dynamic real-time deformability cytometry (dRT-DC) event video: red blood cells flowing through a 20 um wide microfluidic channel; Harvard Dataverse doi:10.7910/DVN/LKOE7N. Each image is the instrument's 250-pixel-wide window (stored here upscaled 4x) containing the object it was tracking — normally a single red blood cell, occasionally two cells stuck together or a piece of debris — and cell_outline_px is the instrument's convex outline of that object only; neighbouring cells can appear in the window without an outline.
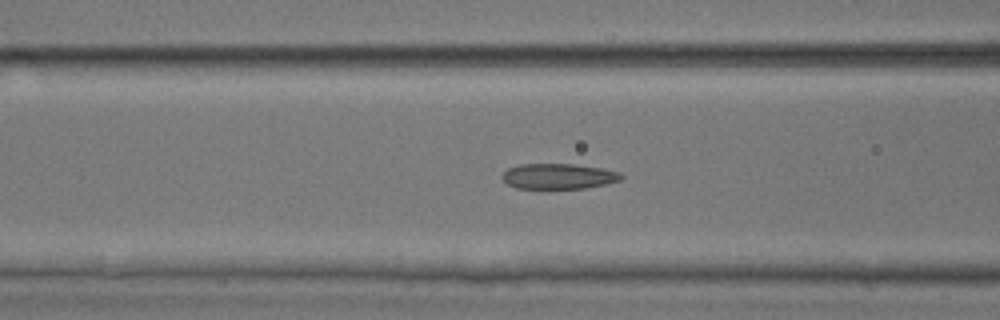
{"species": "common noctule bat (a hibernating species)", "species_latin": "Nyctalus noctula", "temperature_condition": "room temperature", "stored_images_in_passage": 31, "camera_frame_rate_fps": 3000, "um_per_image_px": 0.085, "animal": {"sex": "male", "body_mass_g": 17.9, "forearm_length_mm": 54.2}, "frame": {"image": 1, "passage_image": 8, "time_ms": 2.333, "image_size_px": [1000, 320], "cell_outline_px": [[624, 176], [620, 180], [604, 184], [584, 188], [516, 188], [508, 184], [500, 176], [508, 168], [520, 164], [572, 164], [600, 168], [620, 172]], "centroid_in_image_um": [47.45, 14.98], "position_along_channel_um": 119.1, "area_um2": 17.46}}
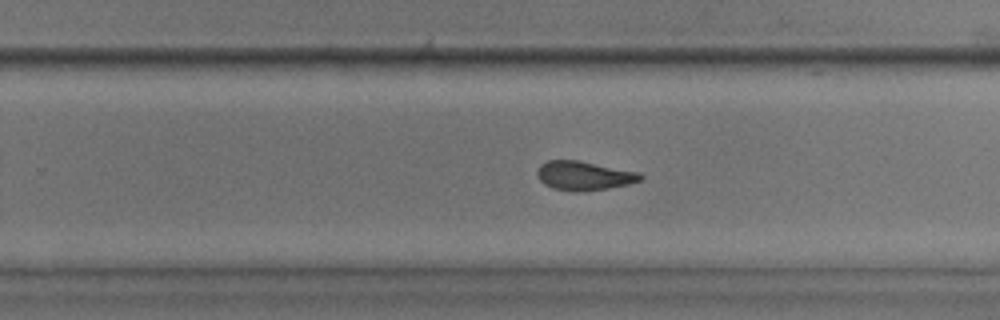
{"frame": {"image": 2, "passage_image": 20, "time_ms": 6.333, "image_size_px": [1000, 320], "cell_outline_px": [[644, 180], [628, 184], [608, 188], [576, 192], [552, 188], [544, 184], [536, 176], [536, 172], [540, 164], [548, 160], [580, 160], [640, 172], [644, 176]], "centroid_in_image_um": [49.65, 14.92], "position_along_channel_um": 280.1, "area_um2": 17.74}}
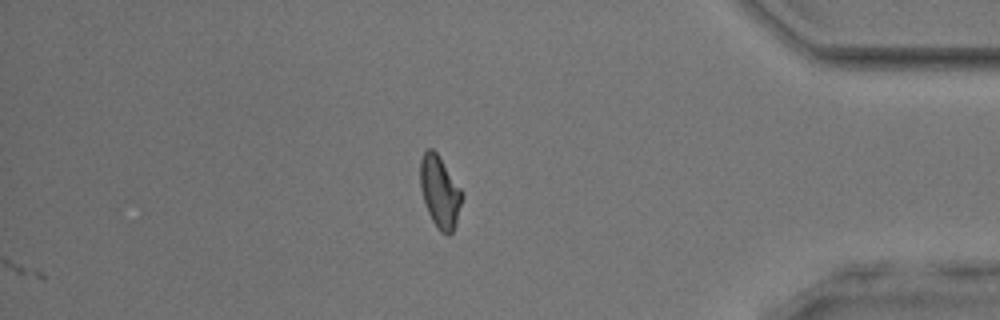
{"frame": {"image": 3, "passage_image": 31, "time_ms": 10.0, "image_size_px": [1000, 320], "cell_outline_px": [[464, 196], [456, 224], [452, 232], [448, 236], [440, 232], [432, 220], [428, 212], [420, 188], [420, 160], [424, 152], [428, 148], [432, 148], [436, 152], [464, 192]], "centroid_in_image_um": [37.41, 16.32], "position_along_channel_um": 397.8, "area_um2": 17.63}}